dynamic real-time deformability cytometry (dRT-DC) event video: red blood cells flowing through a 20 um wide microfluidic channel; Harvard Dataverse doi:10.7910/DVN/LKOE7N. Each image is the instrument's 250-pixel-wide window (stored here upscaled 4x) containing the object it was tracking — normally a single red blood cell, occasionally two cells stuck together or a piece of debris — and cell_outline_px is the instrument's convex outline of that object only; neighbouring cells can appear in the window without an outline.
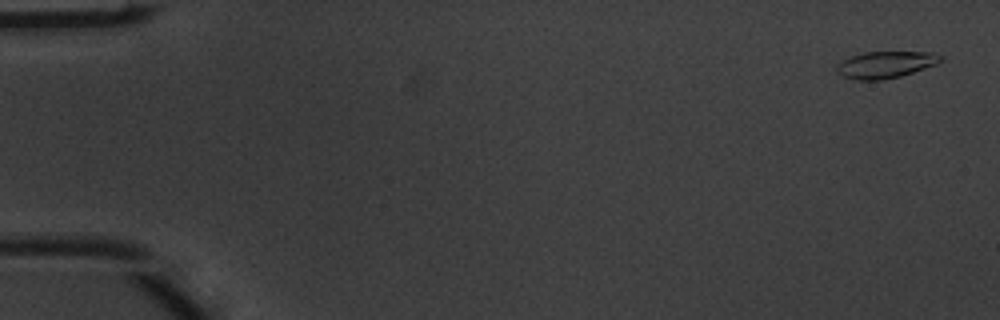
{"species": "common noctule bat (a hibernating species)", "species_latin": "Nyctalus noctula", "temperature_condition": "warm", "stored_images_in_passage": 5, "camera_frame_rate_fps": 3000, "um_per_image_px": 0.085, "animal": {"sex": "male", "body_mass_g": 20.1, "forearm_length_mm": 53.5}, "frame": {"image": 1, "passage_image": 1, "time_ms": 0.0, "image_size_px": [1000, 320], "cell_outline_px": [[944, 60], [936, 64], [900, 76], [880, 80], [856, 80], [844, 76], [836, 72], [836, 64], [852, 56], [864, 52], [932, 52], [944, 56]], "centroid_in_image_um": [75.28, 5.49], "position_along_channel_um": 9.7, "area_um2": 16.13}}
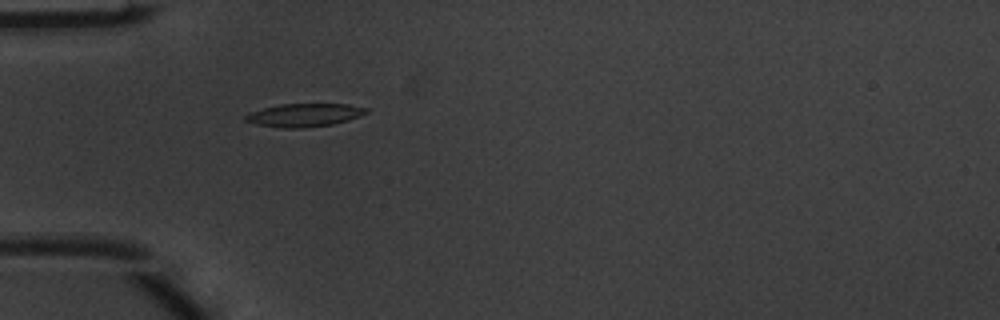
{"frame": {"image": 2, "passage_image": 5, "time_ms": 1.333, "image_size_px": [1000, 320], "cell_outline_px": [[368, 112], [360, 116], [348, 120], [332, 124], [304, 128], [280, 128], [256, 124], [244, 120], [244, 116], [248, 112], [280, 104], [348, 104], [368, 108]], "centroid_in_image_um": [25.85, 9.78], "position_along_channel_um": 59.1, "area_um2": 16.36}}